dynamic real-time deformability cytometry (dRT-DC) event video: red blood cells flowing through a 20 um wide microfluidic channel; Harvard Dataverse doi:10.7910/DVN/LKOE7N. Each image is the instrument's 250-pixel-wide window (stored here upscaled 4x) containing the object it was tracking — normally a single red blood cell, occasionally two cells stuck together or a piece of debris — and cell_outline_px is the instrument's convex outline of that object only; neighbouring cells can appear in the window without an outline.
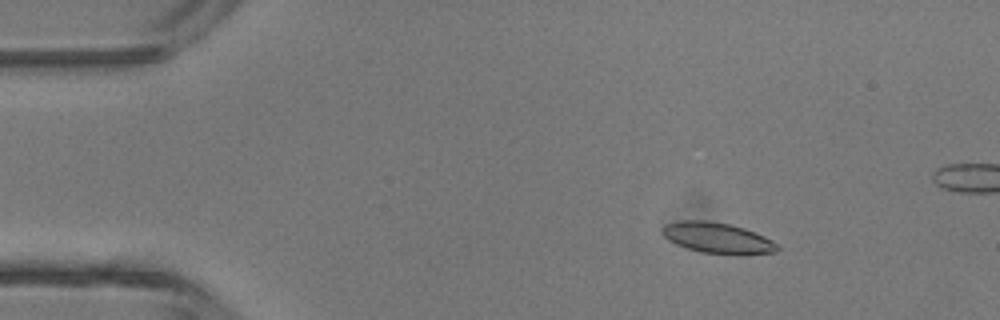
{"species": "common noctule bat (a hibernating species)", "species_latin": "Nyctalus noctula", "temperature_condition": "room temperature", "stored_images_in_passage": 4, "camera_frame_rate_fps": 3000, "um_per_image_px": 0.085, "animal": {"sex": "male", "body_mass_g": 13.3}, "frame": {"image": 1, "passage_image": 2, "time_ms": 1.333, "image_size_px": [1000, 320], "cell_outline_px": [[780, 248], [776, 252], [740, 256], [700, 252], [676, 244], [668, 240], [660, 232], [660, 228], [664, 224], [680, 220], [708, 220], [728, 224], [744, 228], [764, 236], [772, 240]], "centroid_in_image_um": [60.97, 20.24], "position_along_channel_um": 24.0, "area_um2": 21.04}}